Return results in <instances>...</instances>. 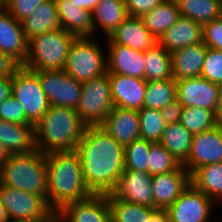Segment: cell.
<instances>
[{"instance_id":"cell-8","label":"cell","mask_w":222,"mask_h":222,"mask_svg":"<svg viewBox=\"0 0 222 222\" xmlns=\"http://www.w3.org/2000/svg\"><path fill=\"white\" fill-rule=\"evenodd\" d=\"M12 96L24 108L27 124L35 126L50 107L37 75L21 65L12 75Z\"/></svg>"},{"instance_id":"cell-9","label":"cell","mask_w":222,"mask_h":222,"mask_svg":"<svg viewBox=\"0 0 222 222\" xmlns=\"http://www.w3.org/2000/svg\"><path fill=\"white\" fill-rule=\"evenodd\" d=\"M0 198L9 219L43 222L54 213L44 196L12 188L1 182Z\"/></svg>"},{"instance_id":"cell-11","label":"cell","mask_w":222,"mask_h":222,"mask_svg":"<svg viewBox=\"0 0 222 222\" xmlns=\"http://www.w3.org/2000/svg\"><path fill=\"white\" fill-rule=\"evenodd\" d=\"M216 205L211 198L190 184L166 210L171 222H211L214 220L211 216Z\"/></svg>"},{"instance_id":"cell-46","label":"cell","mask_w":222,"mask_h":222,"mask_svg":"<svg viewBox=\"0 0 222 222\" xmlns=\"http://www.w3.org/2000/svg\"><path fill=\"white\" fill-rule=\"evenodd\" d=\"M12 95V75H0V104Z\"/></svg>"},{"instance_id":"cell-41","label":"cell","mask_w":222,"mask_h":222,"mask_svg":"<svg viewBox=\"0 0 222 222\" xmlns=\"http://www.w3.org/2000/svg\"><path fill=\"white\" fill-rule=\"evenodd\" d=\"M44 1L46 0H4V8L21 22Z\"/></svg>"},{"instance_id":"cell-33","label":"cell","mask_w":222,"mask_h":222,"mask_svg":"<svg viewBox=\"0 0 222 222\" xmlns=\"http://www.w3.org/2000/svg\"><path fill=\"white\" fill-rule=\"evenodd\" d=\"M111 222H148L155 208L122 201L108 194Z\"/></svg>"},{"instance_id":"cell-28","label":"cell","mask_w":222,"mask_h":222,"mask_svg":"<svg viewBox=\"0 0 222 222\" xmlns=\"http://www.w3.org/2000/svg\"><path fill=\"white\" fill-rule=\"evenodd\" d=\"M191 184L222 205V162L213 163L196 169L190 175Z\"/></svg>"},{"instance_id":"cell-31","label":"cell","mask_w":222,"mask_h":222,"mask_svg":"<svg viewBox=\"0 0 222 222\" xmlns=\"http://www.w3.org/2000/svg\"><path fill=\"white\" fill-rule=\"evenodd\" d=\"M182 17L190 18L199 24L219 19L222 0H176Z\"/></svg>"},{"instance_id":"cell-30","label":"cell","mask_w":222,"mask_h":222,"mask_svg":"<svg viewBox=\"0 0 222 222\" xmlns=\"http://www.w3.org/2000/svg\"><path fill=\"white\" fill-rule=\"evenodd\" d=\"M192 140L193 134L179 122L166 124L159 143L183 164L189 157Z\"/></svg>"},{"instance_id":"cell-52","label":"cell","mask_w":222,"mask_h":222,"mask_svg":"<svg viewBox=\"0 0 222 222\" xmlns=\"http://www.w3.org/2000/svg\"><path fill=\"white\" fill-rule=\"evenodd\" d=\"M218 119L222 123V85L220 86V98H219V107H218Z\"/></svg>"},{"instance_id":"cell-13","label":"cell","mask_w":222,"mask_h":222,"mask_svg":"<svg viewBox=\"0 0 222 222\" xmlns=\"http://www.w3.org/2000/svg\"><path fill=\"white\" fill-rule=\"evenodd\" d=\"M222 162V123L209 131L194 134L191 151L182 164L190 175L198 168Z\"/></svg>"},{"instance_id":"cell-2","label":"cell","mask_w":222,"mask_h":222,"mask_svg":"<svg viewBox=\"0 0 222 222\" xmlns=\"http://www.w3.org/2000/svg\"><path fill=\"white\" fill-rule=\"evenodd\" d=\"M47 167V203L54 212L66 204L92 195L86 187L78 153L54 151L45 154Z\"/></svg>"},{"instance_id":"cell-54","label":"cell","mask_w":222,"mask_h":222,"mask_svg":"<svg viewBox=\"0 0 222 222\" xmlns=\"http://www.w3.org/2000/svg\"><path fill=\"white\" fill-rule=\"evenodd\" d=\"M0 8H4V0H0Z\"/></svg>"},{"instance_id":"cell-26","label":"cell","mask_w":222,"mask_h":222,"mask_svg":"<svg viewBox=\"0 0 222 222\" xmlns=\"http://www.w3.org/2000/svg\"><path fill=\"white\" fill-rule=\"evenodd\" d=\"M128 16L124 0H100L92 11L93 37L100 30L108 38Z\"/></svg>"},{"instance_id":"cell-50","label":"cell","mask_w":222,"mask_h":222,"mask_svg":"<svg viewBox=\"0 0 222 222\" xmlns=\"http://www.w3.org/2000/svg\"><path fill=\"white\" fill-rule=\"evenodd\" d=\"M9 220L8 215L6 213V209L0 198V222H7Z\"/></svg>"},{"instance_id":"cell-24","label":"cell","mask_w":222,"mask_h":222,"mask_svg":"<svg viewBox=\"0 0 222 222\" xmlns=\"http://www.w3.org/2000/svg\"><path fill=\"white\" fill-rule=\"evenodd\" d=\"M61 27L75 37H93L92 12L77 8L71 0H54Z\"/></svg>"},{"instance_id":"cell-36","label":"cell","mask_w":222,"mask_h":222,"mask_svg":"<svg viewBox=\"0 0 222 222\" xmlns=\"http://www.w3.org/2000/svg\"><path fill=\"white\" fill-rule=\"evenodd\" d=\"M140 138L152 143H159L166 128V122L160 110L142 108L138 111Z\"/></svg>"},{"instance_id":"cell-51","label":"cell","mask_w":222,"mask_h":222,"mask_svg":"<svg viewBox=\"0 0 222 222\" xmlns=\"http://www.w3.org/2000/svg\"><path fill=\"white\" fill-rule=\"evenodd\" d=\"M43 222H64V220L57 212H54L48 219Z\"/></svg>"},{"instance_id":"cell-43","label":"cell","mask_w":222,"mask_h":222,"mask_svg":"<svg viewBox=\"0 0 222 222\" xmlns=\"http://www.w3.org/2000/svg\"><path fill=\"white\" fill-rule=\"evenodd\" d=\"M165 0H124L129 16L143 17Z\"/></svg>"},{"instance_id":"cell-47","label":"cell","mask_w":222,"mask_h":222,"mask_svg":"<svg viewBox=\"0 0 222 222\" xmlns=\"http://www.w3.org/2000/svg\"><path fill=\"white\" fill-rule=\"evenodd\" d=\"M148 222H171L166 209H156Z\"/></svg>"},{"instance_id":"cell-44","label":"cell","mask_w":222,"mask_h":222,"mask_svg":"<svg viewBox=\"0 0 222 222\" xmlns=\"http://www.w3.org/2000/svg\"><path fill=\"white\" fill-rule=\"evenodd\" d=\"M183 106L175 99L169 103L166 107L160 109V113L163 116L166 124L179 123L182 115Z\"/></svg>"},{"instance_id":"cell-15","label":"cell","mask_w":222,"mask_h":222,"mask_svg":"<svg viewBox=\"0 0 222 222\" xmlns=\"http://www.w3.org/2000/svg\"><path fill=\"white\" fill-rule=\"evenodd\" d=\"M64 222H111L108 194H92L70 202L57 212Z\"/></svg>"},{"instance_id":"cell-38","label":"cell","mask_w":222,"mask_h":222,"mask_svg":"<svg viewBox=\"0 0 222 222\" xmlns=\"http://www.w3.org/2000/svg\"><path fill=\"white\" fill-rule=\"evenodd\" d=\"M151 144L152 142L140 138L124 147L125 169L148 173V154Z\"/></svg>"},{"instance_id":"cell-12","label":"cell","mask_w":222,"mask_h":222,"mask_svg":"<svg viewBox=\"0 0 222 222\" xmlns=\"http://www.w3.org/2000/svg\"><path fill=\"white\" fill-rule=\"evenodd\" d=\"M220 85L202 77L176 81V99L185 107H200L218 115Z\"/></svg>"},{"instance_id":"cell-23","label":"cell","mask_w":222,"mask_h":222,"mask_svg":"<svg viewBox=\"0 0 222 222\" xmlns=\"http://www.w3.org/2000/svg\"><path fill=\"white\" fill-rule=\"evenodd\" d=\"M207 48L204 42H200L171 53L173 79L200 77Z\"/></svg>"},{"instance_id":"cell-6","label":"cell","mask_w":222,"mask_h":222,"mask_svg":"<svg viewBox=\"0 0 222 222\" xmlns=\"http://www.w3.org/2000/svg\"><path fill=\"white\" fill-rule=\"evenodd\" d=\"M95 37H76L63 70L83 83L107 73L106 54Z\"/></svg>"},{"instance_id":"cell-42","label":"cell","mask_w":222,"mask_h":222,"mask_svg":"<svg viewBox=\"0 0 222 222\" xmlns=\"http://www.w3.org/2000/svg\"><path fill=\"white\" fill-rule=\"evenodd\" d=\"M203 42L207 47L222 51V18L203 25Z\"/></svg>"},{"instance_id":"cell-4","label":"cell","mask_w":222,"mask_h":222,"mask_svg":"<svg viewBox=\"0 0 222 222\" xmlns=\"http://www.w3.org/2000/svg\"><path fill=\"white\" fill-rule=\"evenodd\" d=\"M45 154L35 149L10 155L0 167V182L12 188L42 195L47 199Z\"/></svg>"},{"instance_id":"cell-17","label":"cell","mask_w":222,"mask_h":222,"mask_svg":"<svg viewBox=\"0 0 222 222\" xmlns=\"http://www.w3.org/2000/svg\"><path fill=\"white\" fill-rule=\"evenodd\" d=\"M105 40L106 44L127 46L139 51H147L158 44L143 19L134 16H128Z\"/></svg>"},{"instance_id":"cell-48","label":"cell","mask_w":222,"mask_h":222,"mask_svg":"<svg viewBox=\"0 0 222 222\" xmlns=\"http://www.w3.org/2000/svg\"><path fill=\"white\" fill-rule=\"evenodd\" d=\"M100 0H71L77 8L89 10L92 12Z\"/></svg>"},{"instance_id":"cell-29","label":"cell","mask_w":222,"mask_h":222,"mask_svg":"<svg viewBox=\"0 0 222 222\" xmlns=\"http://www.w3.org/2000/svg\"><path fill=\"white\" fill-rule=\"evenodd\" d=\"M180 17L177 1L165 0L141 18L150 33L159 40Z\"/></svg>"},{"instance_id":"cell-34","label":"cell","mask_w":222,"mask_h":222,"mask_svg":"<svg viewBox=\"0 0 222 222\" xmlns=\"http://www.w3.org/2000/svg\"><path fill=\"white\" fill-rule=\"evenodd\" d=\"M176 99V81H147L143 108L160 110Z\"/></svg>"},{"instance_id":"cell-27","label":"cell","mask_w":222,"mask_h":222,"mask_svg":"<svg viewBox=\"0 0 222 222\" xmlns=\"http://www.w3.org/2000/svg\"><path fill=\"white\" fill-rule=\"evenodd\" d=\"M27 40L44 32L61 28L54 0H46L27 18L21 21Z\"/></svg>"},{"instance_id":"cell-1","label":"cell","mask_w":222,"mask_h":222,"mask_svg":"<svg viewBox=\"0 0 222 222\" xmlns=\"http://www.w3.org/2000/svg\"><path fill=\"white\" fill-rule=\"evenodd\" d=\"M92 194H110L125 169L124 147L100 125L87 126L75 149Z\"/></svg>"},{"instance_id":"cell-25","label":"cell","mask_w":222,"mask_h":222,"mask_svg":"<svg viewBox=\"0 0 222 222\" xmlns=\"http://www.w3.org/2000/svg\"><path fill=\"white\" fill-rule=\"evenodd\" d=\"M0 142L10 155L31 152L36 149L34 125L0 119Z\"/></svg>"},{"instance_id":"cell-37","label":"cell","mask_w":222,"mask_h":222,"mask_svg":"<svg viewBox=\"0 0 222 222\" xmlns=\"http://www.w3.org/2000/svg\"><path fill=\"white\" fill-rule=\"evenodd\" d=\"M182 164L160 143H152L148 154V173L163 174L177 170Z\"/></svg>"},{"instance_id":"cell-3","label":"cell","mask_w":222,"mask_h":222,"mask_svg":"<svg viewBox=\"0 0 222 222\" xmlns=\"http://www.w3.org/2000/svg\"><path fill=\"white\" fill-rule=\"evenodd\" d=\"M86 127L76 109L50 106L34 126L36 149L43 154L74 151Z\"/></svg>"},{"instance_id":"cell-40","label":"cell","mask_w":222,"mask_h":222,"mask_svg":"<svg viewBox=\"0 0 222 222\" xmlns=\"http://www.w3.org/2000/svg\"><path fill=\"white\" fill-rule=\"evenodd\" d=\"M0 119L8 122L27 124L24 108L12 95L0 104Z\"/></svg>"},{"instance_id":"cell-19","label":"cell","mask_w":222,"mask_h":222,"mask_svg":"<svg viewBox=\"0 0 222 222\" xmlns=\"http://www.w3.org/2000/svg\"><path fill=\"white\" fill-rule=\"evenodd\" d=\"M100 126L123 147L140 139L138 110L114 106Z\"/></svg>"},{"instance_id":"cell-22","label":"cell","mask_w":222,"mask_h":222,"mask_svg":"<svg viewBox=\"0 0 222 222\" xmlns=\"http://www.w3.org/2000/svg\"><path fill=\"white\" fill-rule=\"evenodd\" d=\"M200 42H203V25L182 16L158 40L170 53Z\"/></svg>"},{"instance_id":"cell-5","label":"cell","mask_w":222,"mask_h":222,"mask_svg":"<svg viewBox=\"0 0 222 222\" xmlns=\"http://www.w3.org/2000/svg\"><path fill=\"white\" fill-rule=\"evenodd\" d=\"M75 38L61 27L29 39L27 56L21 66L32 71L63 69Z\"/></svg>"},{"instance_id":"cell-49","label":"cell","mask_w":222,"mask_h":222,"mask_svg":"<svg viewBox=\"0 0 222 222\" xmlns=\"http://www.w3.org/2000/svg\"><path fill=\"white\" fill-rule=\"evenodd\" d=\"M10 154L6 150L5 146L0 142V167L7 161Z\"/></svg>"},{"instance_id":"cell-7","label":"cell","mask_w":222,"mask_h":222,"mask_svg":"<svg viewBox=\"0 0 222 222\" xmlns=\"http://www.w3.org/2000/svg\"><path fill=\"white\" fill-rule=\"evenodd\" d=\"M114 108L108 72L82 83V94L76 109L87 126H99Z\"/></svg>"},{"instance_id":"cell-20","label":"cell","mask_w":222,"mask_h":222,"mask_svg":"<svg viewBox=\"0 0 222 222\" xmlns=\"http://www.w3.org/2000/svg\"><path fill=\"white\" fill-rule=\"evenodd\" d=\"M105 47L108 73L145 79L144 51L117 44H106Z\"/></svg>"},{"instance_id":"cell-18","label":"cell","mask_w":222,"mask_h":222,"mask_svg":"<svg viewBox=\"0 0 222 222\" xmlns=\"http://www.w3.org/2000/svg\"><path fill=\"white\" fill-rule=\"evenodd\" d=\"M0 50L19 65L25 62L28 40L21 22L5 8H0Z\"/></svg>"},{"instance_id":"cell-53","label":"cell","mask_w":222,"mask_h":222,"mask_svg":"<svg viewBox=\"0 0 222 222\" xmlns=\"http://www.w3.org/2000/svg\"><path fill=\"white\" fill-rule=\"evenodd\" d=\"M7 222H42L37 220H18V219H9Z\"/></svg>"},{"instance_id":"cell-10","label":"cell","mask_w":222,"mask_h":222,"mask_svg":"<svg viewBox=\"0 0 222 222\" xmlns=\"http://www.w3.org/2000/svg\"><path fill=\"white\" fill-rule=\"evenodd\" d=\"M41 84L50 106L77 109L82 94V83L60 70L33 71Z\"/></svg>"},{"instance_id":"cell-32","label":"cell","mask_w":222,"mask_h":222,"mask_svg":"<svg viewBox=\"0 0 222 222\" xmlns=\"http://www.w3.org/2000/svg\"><path fill=\"white\" fill-rule=\"evenodd\" d=\"M144 59L146 81L173 79L171 53L159 44L144 51Z\"/></svg>"},{"instance_id":"cell-14","label":"cell","mask_w":222,"mask_h":222,"mask_svg":"<svg viewBox=\"0 0 222 222\" xmlns=\"http://www.w3.org/2000/svg\"><path fill=\"white\" fill-rule=\"evenodd\" d=\"M152 178L146 172L124 169L111 194L122 201L154 208Z\"/></svg>"},{"instance_id":"cell-16","label":"cell","mask_w":222,"mask_h":222,"mask_svg":"<svg viewBox=\"0 0 222 222\" xmlns=\"http://www.w3.org/2000/svg\"><path fill=\"white\" fill-rule=\"evenodd\" d=\"M190 184V173L183 165L175 171L153 175L154 208L167 209Z\"/></svg>"},{"instance_id":"cell-21","label":"cell","mask_w":222,"mask_h":222,"mask_svg":"<svg viewBox=\"0 0 222 222\" xmlns=\"http://www.w3.org/2000/svg\"><path fill=\"white\" fill-rule=\"evenodd\" d=\"M114 106L141 110L143 108L147 81L115 73H108Z\"/></svg>"},{"instance_id":"cell-39","label":"cell","mask_w":222,"mask_h":222,"mask_svg":"<svg viewBox=\"0 0 222 222\" xmlns=\"http://www.w3.org/2000/svg\"><path fill=\"white\" fill-rule=\"evenodd\" d=\"M200 77L210 82L222 85V51L214 48H207L203 68Z\"/></svg>"},{"instance_id":"cell-45","label":"cell","mask_w":222,"mask_h":222,"mask_svg":"<svg viewBox=\"0 0 222 222\" xmlns=\"http://www.w3.org/2000/svg\"><path fill=\"white\" fill-rule=\"evenodd\" d=\"M20 65L0 50V75H13Z\"/></svg>"},{"instance_id":"cell-35","label":"cell","mask_w":222,"mask_h":222,"mask_svg":"<svg viewBox=\"0 0 222 222\" xmlns=\"http://www.w3.org/2000/svg\"><path fill=\"white\" fill-rule=\"evenodd\" d=\"M180 123L194 135L213 129L220 121L214 111L200 107H185Z\"/></svg>"}]
</instances>
